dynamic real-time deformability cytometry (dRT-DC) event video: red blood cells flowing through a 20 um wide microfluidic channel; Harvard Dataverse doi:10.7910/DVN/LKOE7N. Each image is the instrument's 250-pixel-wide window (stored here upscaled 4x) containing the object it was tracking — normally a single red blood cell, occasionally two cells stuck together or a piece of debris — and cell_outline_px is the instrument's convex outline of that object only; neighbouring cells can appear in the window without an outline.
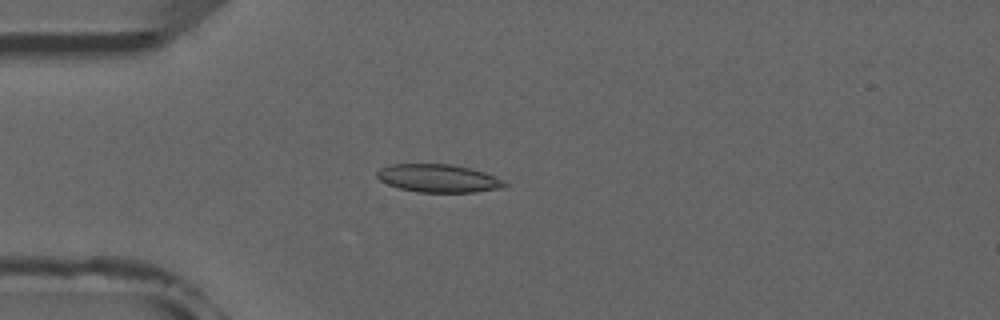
{"species": "common noctule bat (a hibernating species)", "species_latin": "Nyctalus noctula", "temperature_condition": "room temperature", "stored_images_in_passage": 3, "camera_frame_rate_fps": 3000, "um_per_image_px": 0.085, "animal": {"sex": "male", "forearm_length_mm": 52.5}, "frame": {"image": 1, "passage_image": 3, "time_ms": 2.333, "image_size_px": [1000, 320], "cell_outline_px": [[508, 184], [504, 188], [476, 192], [416, 192], [400, 188], [388, 184], [380, 180], [376, 176], [376, 172], [380, 168], [392, 164], [452, 164], [484, 172]], "centroid_in_image_um": [37.23, 15.16], "position_along_channel_um": 47.8, "area_um2": 20.69}}